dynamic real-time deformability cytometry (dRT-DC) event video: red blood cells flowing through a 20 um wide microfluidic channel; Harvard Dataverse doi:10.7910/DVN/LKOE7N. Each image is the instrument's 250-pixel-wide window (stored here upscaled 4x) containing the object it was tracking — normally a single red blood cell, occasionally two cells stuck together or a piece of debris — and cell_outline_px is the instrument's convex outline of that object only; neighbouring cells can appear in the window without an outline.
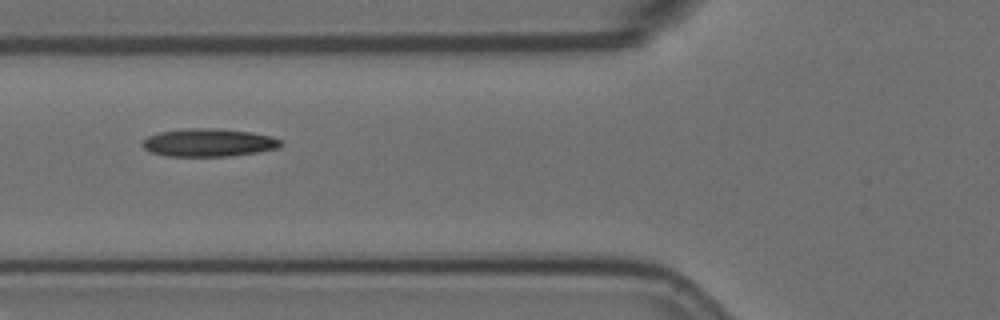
{"species": "Egyptian fruit bat (a non-hibernating species)", "species_latin": "Rousettus aegyptiacus", "temperature_condition": "room temperature", "stored_images_in_passage": 6, "camera_frame_rate_fps": 3000, "um_per_image_px": 0.085, "animal": {"sex": "female"}, "frame": {"image": 1, "passage_image": 3, "time_ms": 0.667, "image_size_px": [1000, 320], "cell_outline_px": [[284, 144], [276, 148], [256, 152], [228, 156], [168, 156], [148, 152], [140, 144], [148, 136], [160, 132], [188, 128], [216, 128], [252, 132], [272, 136], [280, 140]], "centroid_in_image_um": [17.71, 12.12], "position_along_channel_um": 108.1, "area_um2": 22.54}}
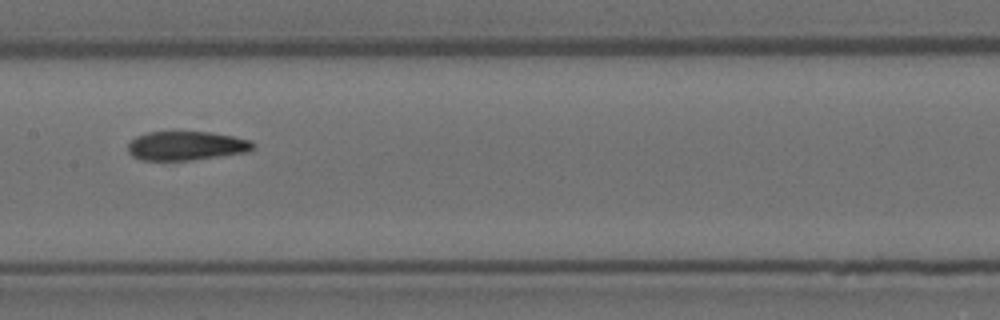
{"frame": {"image": 2, "passage_image": 5, "time_ms": 1.333, "image_size_px": [1000, 320], "cell_outline_px": [[256, 144], [248, 152], [192, 160], [140, 160], [132, 156], [128, 152], [128, 144], [136, 136], [148, 132], [208, 132], [232, 136], [252, 140]], "centroid_in_image_um": [15.83, 12.39], "position_along_channel_um": 191.6, "area_um2": 21.15}}
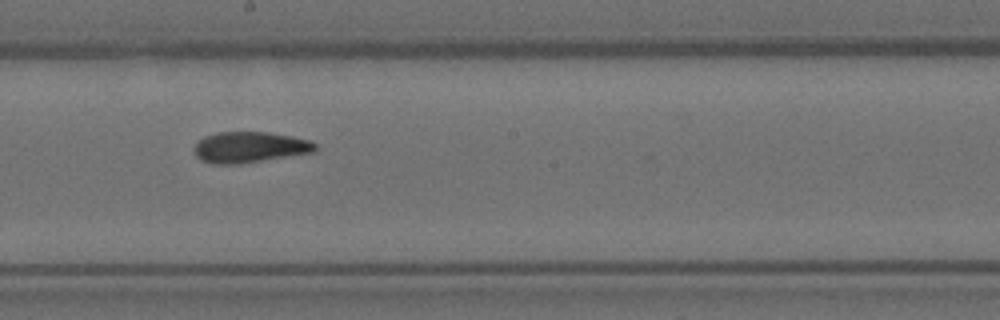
{"frame": {"image": 3, "passage_image": 6, "time_ms": 1.667, "image_size_px": [1000, 320], "cell_outline_px": [[316, 152], [232, 164], [216, 164], [200, 160], [196, 156], [192, 148], [204, 136], [216, 132], [268, 132], [292, 136], [312, 140], [316, 144]], "centroid_in_image_um": [21.22, 12.49], "position_along_channel_um": 227.0, "area_um2": 21.73}}